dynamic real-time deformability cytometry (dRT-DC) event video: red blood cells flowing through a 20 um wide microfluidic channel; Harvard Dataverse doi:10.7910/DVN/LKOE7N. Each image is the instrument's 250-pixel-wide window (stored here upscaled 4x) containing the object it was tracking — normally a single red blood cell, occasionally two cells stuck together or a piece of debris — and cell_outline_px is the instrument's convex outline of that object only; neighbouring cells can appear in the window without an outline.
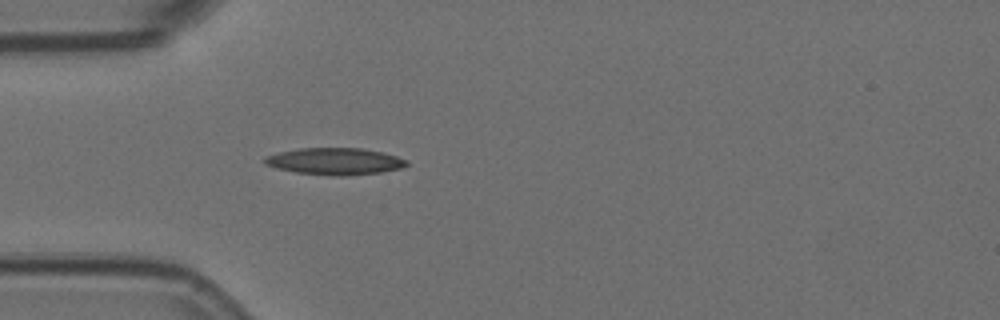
{"species": "Egyptian fruit bat (a non-hibernating species)", "species_latin": "Rousettus aegyptiacus", "temperature_condition": "room temperature", "stored_images_in_passage": 4, "camera_frame_rate_fps": 3000, "um_per_image_px": 0.085, "animal": {"sex": "female"}, "frame": {"image": 1, "passage_image": 4, "time_ms": 1.0, "image_size_px": [1000, 320], "cell_outline_px": [[408, 164], [400, 168], [380, 172], [344, 176], [336, 176], [296, 172], [276, 168], [264, 164], [264, 156], [280, 152], [300, 148], [364, 148], [384, 152], [408, 160]], "centroid_in_image_um": [28.46, 13.7], "position_along_channel_um": 56.5, "area_um2": 22.2}}